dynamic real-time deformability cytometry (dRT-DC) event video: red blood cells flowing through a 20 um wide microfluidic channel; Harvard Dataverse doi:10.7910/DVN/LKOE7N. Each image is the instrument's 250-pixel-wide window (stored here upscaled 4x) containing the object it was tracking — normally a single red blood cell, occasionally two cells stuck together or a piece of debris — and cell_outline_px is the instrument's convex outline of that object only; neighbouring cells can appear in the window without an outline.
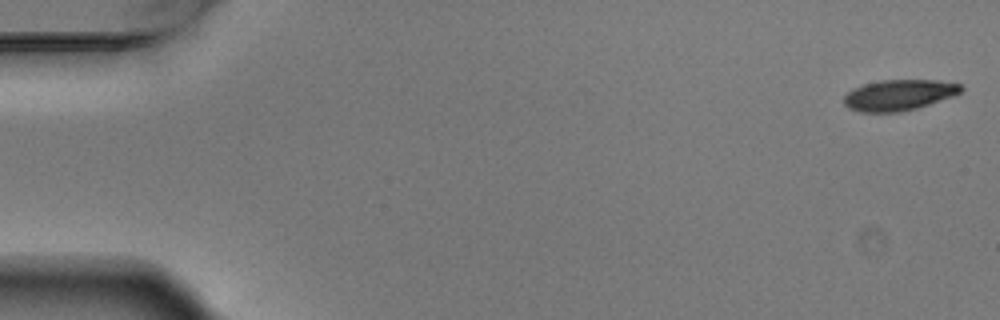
{"species": "Egyptian fruit bat (a non-hibernating species)", "species_latin": "Rousettus aegyptiacus", "temperature_condition": "warm", "stored_images_in_passage": 7, "camera_frame_rate_fps": 3000, "um_per_image_px": 0.085, "animal": {"sex": "male"}, "frame": {"image": 1, "passage_image": 1, "time_ms": 0.0, "image_size_px": [1000, 320], "cell_outline_px": [[964, 88], [956, 96], [916, 108], [900, 112], [860, 112], [848, 108], [844, 104], [844, 96], [852, 88], [864, 84], [880, 80], [936, 80], [960, 84]], "centroid_in_image_um": [76.41, 8.08], "position_along_channel_um": 8.6, "area_um2": 21.15}}
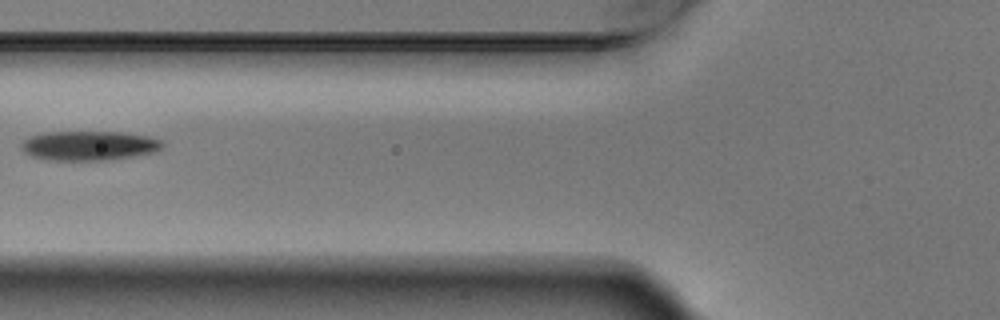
{"frame": {"image": 2, "passage_image": 6, "time_ms": 1.667, "image_size_px": [1000, 320], "cell_outline_px": [[164, 144], [156, 152], [108, 160], [52, 160], [32, 156], [24, 152], [20, 144], [24, 140], [32, 136], [44, 132], [120, 132], [148, 136], [160, 140]], "centroid_in_image_um": [7.57, 12.38], "position_along_channel_um": 118.2, "area_um2": 24.04}}
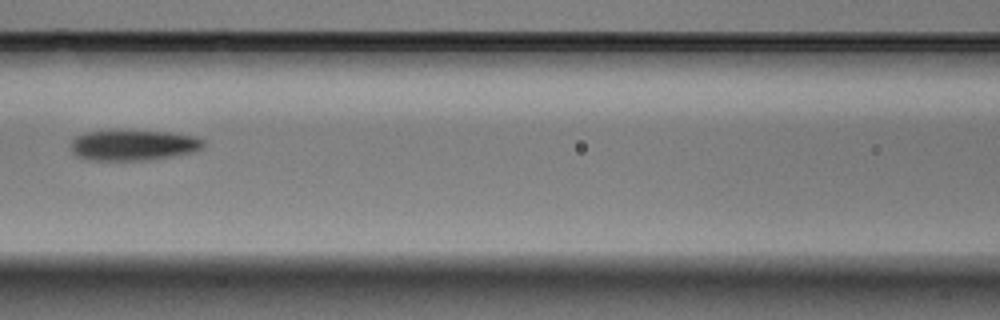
{"frame": {"image": 3, "passage_image": 7, "time_ms": 2.0, "image_size_px": [1000, 320], "cell_outline_px": [[204, 144], [200, 148], [192, 152], [172, 156], [148, 160], [88, 160], [76, 156], [72, 152], [72, 140], [76, 136], [88, 132], [168, 132], [196, 136], [204, 140]], "centroid_in_image_um": [11.34, 12.36], "position_along_channel_um": 155.3, "area_um2": 23.06}}